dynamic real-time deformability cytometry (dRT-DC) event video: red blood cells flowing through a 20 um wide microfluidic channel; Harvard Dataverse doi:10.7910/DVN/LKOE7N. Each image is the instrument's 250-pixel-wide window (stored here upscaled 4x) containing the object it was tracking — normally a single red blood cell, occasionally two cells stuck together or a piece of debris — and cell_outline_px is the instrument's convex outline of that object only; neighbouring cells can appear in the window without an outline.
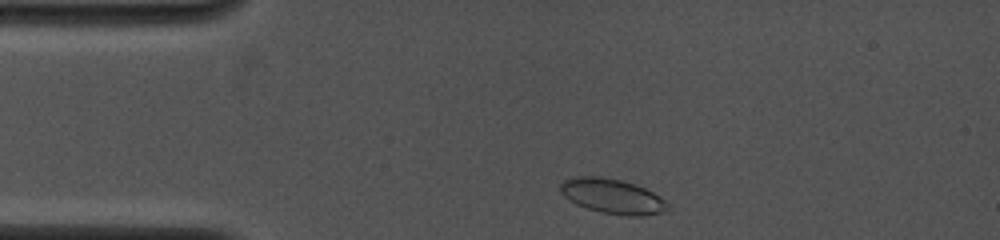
{"species": "common noctule bat (a hibernating species)", "species_latin": "Nyctalus noctula", "temperature_condition": "cold", "stored_images_in_passage": 3, "camera_frame_rate_fps": 4000, "um_per_image_px": 0.085, "animal": {"sex": "female", "body_mass_g": 19.0, "forearm_length_mm": 53.3}, "frame": {"image": 1, "passage_image": 1, "time_ms": 0.0, "image_size_px": [1000, 240], "cell_outline_px": [[672, 208], [664, 212], [644, 216], [628, 216], [600, 212], [576, 204], [564, 196], [560, 192], [560, 184], [564, 180], [576, 176], [600, 176], [620, 180], [636, 184], [660, 196]], "centroid_in_image_um": [52.08, 16.68], "position_along_channel_um": 32.9, "area_um2": 21.91}}
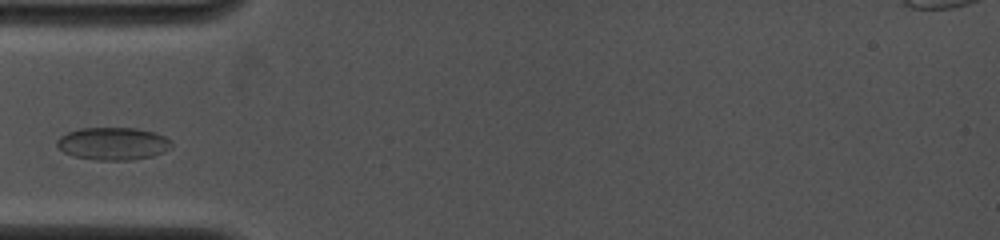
{"frame": {"image": 2, "passage_image": 3, "time_ms": 2.0, "image_size_px": [1000, 240], "cell_outline_px": [[172, 148], [164, 152], [152, 156], [128, 160], [96, 160], [72, 156], [64, 152], [56, 144], [56, 140], [60, 136], [68, 132], [80, 128], [136, 128], [156, 132], [172, 140]], "centroid_in_image_um": [9.63, 12.2], "position_along_channel_um": 75.4, "area_um2": 21.96}}